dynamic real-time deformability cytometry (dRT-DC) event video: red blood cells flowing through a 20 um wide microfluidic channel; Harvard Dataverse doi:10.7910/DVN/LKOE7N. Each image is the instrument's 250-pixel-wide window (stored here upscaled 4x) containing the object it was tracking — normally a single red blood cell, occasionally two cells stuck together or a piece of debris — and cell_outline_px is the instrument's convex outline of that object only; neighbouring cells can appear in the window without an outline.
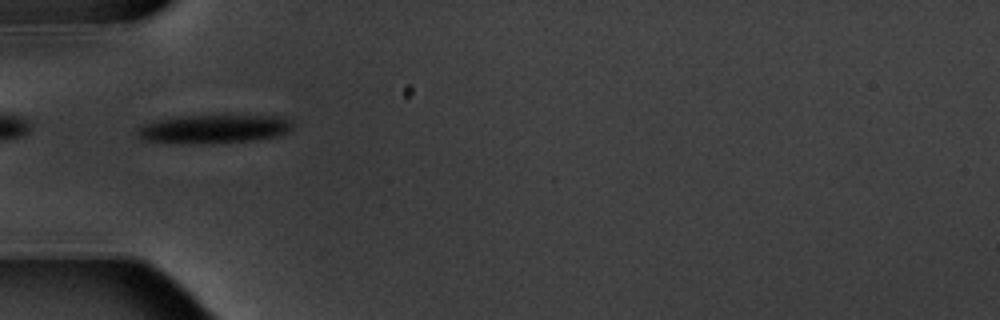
{"species": "common noctule bat (a hibernating species)", "species_latin": "Nyctalus noctula", "temperature_condition": "warm", "stored_images_in_passage": 11, "camera_frame_rate_fps": 3000, "um_per_image_px": 0.085, "animal": {"sex": "male", "body_mass_g": 20.1, "forearm_length_mm": 53.5}, "frame": {"image": 1, "passage_image": 5, "time_ms": 5.667, "image_size_px": [1000, 320], "cell_outline_px": [[292, 128], [288, 132], [276, 136], [256, 140], [200, 144], [140, 140], [136, 136], [136, 128], [140, 124], [152, 120], [180, 116], [288, 116], [292, 120]], "centroid_in_image_um": [18.12, 10.96], "position_along_channel_um": 66.9, "area_um2": 26.3}}